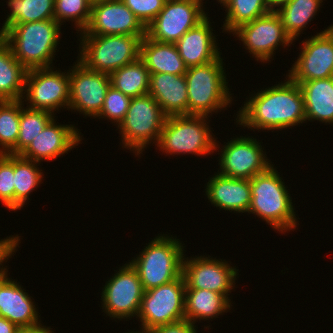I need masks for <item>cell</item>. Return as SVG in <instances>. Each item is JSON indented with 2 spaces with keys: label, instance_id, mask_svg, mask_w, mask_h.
<instances>
[{
  "label": "cell",
  "instance_id": "cell-1",
  "mask_svg": "<svg viewBox=\"0 0 333 333\" xmlns=\"http://www.w3.org/2000/svg\"><path fill=\"white\" fill-rule=\"evenodd\" d=\"M265 90L252 94L237 114L236 122L257 130H279L306 121L305 104L300 86L289 77Z\"/></svg>",
  "mask_w": 333,
  "mask_h": 333
},
{
  "label": "cell",
  "instance_id": "cell-2",
  "mask_svg": "<svg viewBox=\"0 0 333 333\" xmlns=\"http://www.w3.org/2000/svg\"><path fill=\"white\" fill-rule=\"evenodd\" d=\"M61 26L55 19L15 24L1 38L13 56L28 71L51 67L60 38Z\"/></svg>",
  "mask_w": 333,
  "mask_h": 333
},
{
  "label": "cell",
  "instance_id": "cell-3",
  "mask_svg": "<svg viewBox=\"0 0 333 333\" xmlns=\"http://www.w3.org/2000/svg\"><path fill=\"white\" fill-rule=\"evenodd\" d=\"M251 203L248 213L259 216L275 230L284 233L296 229L297 219L288 190L276 168L267 170L250 179Z\"/></svg>",
  "mask_w": 333,
  "mask_h": 333
},
{
  "label": "cell",
  "instance_id": "cell-4",
  "mask_svg": "<svg viewBox=\"0 0 333 333\" xmlns=\"http://www.w3.org/2000/svg\"><path fill=\"white\" fill-rule=\"evenodd\" d=\"M223 59L188 67L185 75L188 92V115L218 112L231 105L232 96L226 82Z\"/></svg>",
  "mask_w": 333,
  "mask_h": 333
},
{
  "label": "cell",
  "instance_id": "cell-5",
  "mask_svg": "<svg viewBox=\"0 0 333 333\" xmlns=\"http://www.w3.org/2000/svg\"><path fill=\"white\" fill-rule=\"evenodd\" d=\"M157 236L129 263L135 268L144 291L169 283L182 275L184 247L167 234Z\"/></svg>",
  "mask_w": 333,
  "mask_h": 333
},
{
  "label": "cell",
  "instance_id": "cell-6",
  "mask_svg": "<svg viewBox=\"0 0 333 333\" xmlns=\"http://www.w3.org/2000/svg\"><path fill=\"white\" fill-rule=\"evenodd\" d=\"M79 62L97 72L110 74L140 58L145 36L80 35Z\"/></svg>",
  "mask_w": 333,
  "mask_h": 333
},
{
  "label": "cell",
  "instance_id": "cell-7",
  "mask_svg": "<svg viewBox=\"0 0 333 333\" xmlns=\"http://www.w3.org/2000/svg\"><path fill=\"white\" fill-rule=\"evenodd\" d=\"M203 115H181L167 117L157 143L159 151L173 154L203 155L218 150L216 139ZM213 137V138H212Z\"/></svg>",
  "mask_w": 333,
  "mask_h": 333
},
{
  "label": "cell",
  "instance_id": "cell-8",
  "mask_svg": "<svg viewBox=\"0 0 333 333\" xmlns=\"http://www.w3.org/2000/svg\"><path fill=\"white\" fill-rule=\"evenodd\" d=\"M166 119L151 95L132 98L124 119L118 125L123 147L139 155L149 143L154 141L157 144Z\"/></svg>",
  "mask_w": 333,
  "mask_h": 333
},
{
  "label": "cell",
  "instance_id": "cell-9",
  "mask_svg": "<svg viewBox=\"0 0 333 333\" xmlns=\"http://www.w3.org/2000/svg\"><path fill=\"white\" fill-rule=\"evenodd\" d=\"M186 282L183 274L159 287L144 291L138 318L142 333L185 319Z\"/></svg>",
  "mask_w": 333,
  "mask_h": 333
},
{
  "label": "cell",
  "instance_id": "cell-10",
  "mask_svg": "<svg viewBox=\"0 0 333 333\" xmlns=\"http://www.w3.org/2000/svg\"><path fill=\"white\" fill-rule=\"evenodd\" d=\"M201 0H167L163 9L146 27V35L154 41L176 43L187 31L207 15Z\"/></svg>",
  "mask_w": 333,
  "mask_h": 333
},
{
  "label": "cell",
  "instance_id": "cell-11",
  "mask_svg": "<svg viewBox=\"0 0 333 333\" xmlns=\"http://www.w3.org/2000/svg\"><path fill=\"white\" fill-rule=\"evenodd\" d=\"M69 88L68 72L54 71L52 67L38 68L27 71L23 94L27 93L28 108L54 114L58 108L69 109Z\"/></svg>",
  "mask_w": 333,
  "mask_h": 333
},
{
  "label": "cell",
  "instance_id": "cell-12",
  "mask_svg": "<svg viewBox=\"0 0 333 333\" xmlns=\"http://www.w3.org/2000/svg\"><path fill=\"white\" fill-rule=\"evenodd\" d=\"M105 284L101 296L102 309L114 319L138 316L144 294L135 268L126 263Z\"/></svg>",
  "mask_w": 333,
  "mask_h": 333
},
{
  "label": "cell",
  "instance_id": "cell-13",
  "mask_svg": "<svg viewBox=\"0 0 333 333\" xmlns=\"http://www.w3.org/2000/svg\"><path fill=\"white\" fill-rule=\"evenodd\" d=\"M232 34L239 37L245 49L253 54L257 61L260 60L263 63L271 61L274 50L281 43L283 47L293 43L283 28L279 14L274 9L252 22L239 26Z\"/></svg>",
  "mask_w": 333,
  "mask_h": 333
},
{
  "label": "cell",
  "instance_id": "cell-14",
  "mask_svg": "<svg viewBox=\"0 0 333 333\" xmlns=\"http://www.w3.org/2000/svg\"><path fill=\"white\" fill-rule=\"evenodd\" d=\"M302 43V51L287 76L298 85L333 77V25Z\"/></svg>",
  "mask_w": 333,
  "mask_h": 333
},
{
  "label": "cell",
  "instance_id": "cell-15",
  "mask_svg": "<svg viewBox=\"0 0 333 333\" xmlns=\"http://www.w3.org/2000/svg\"><path fill=\"white\" fill-rule=\"evenodd\" d=\"M68 71L69 109L97 118L111 86L109 74L88 69L78 60L77 64Z\"/></svg>",
  "mask_w": 333,
  "mask_h": 333
},
{
  "label": "cell",
  "instance_id": "cell-16",
  "mask_svg": "<svg viewBox=\"0 0 333 333\" xmlns=\"http://www.w3.org/2000/svg\"><path fill=\"white\" fill-rule=\"evenodd\" d=\"M226 144L219 159L218 174L222 176L252 179L271 166L260 142L253 137H236Z\"/></svg>",
  "mask_w": 333,
  "mask_h": 333
},
{
  "label": "cell",
  "instance_id": "cell-17",
  "mask_svg": "<svg viewBox=\"0 0 333 333\" xmlns=\"http://www.w3.org/2000/svg\"><path fill=\"white\" fill-rule=\"evenodd\" d=\"M81 35L145 36L146 27L121 0L92 3L88 26Z\"/></svg>",
  "mask_w": 333,
  "mask_h": 333
},
{
  "label": "cell",
  "instance_id": "cell-18",
  "mask_svg": "<svg viewBox=\"0 0 333 333\" xmlns=\"http://www.w3.org/2000/svg\"><path fill=\"white\" fill-rule=\"evenodd\" d=\"M195 257L183 259L182 274L186 289H203L223 294L229 301L228 293L234 288L238 269L226 261L212 257ZM186 259V260H185Z\"/></svg>",
  "mask_w": 333,
  "mask_h": 333
},
{
  "label": "cell",
  "instance_id": "cell-19",
  "mask_svg": "<svg viewBox=\"0 0 333 333\" xmlns=\"http://www.w3.org/2000/svg\"><path fill=\"white\" fill-rule=\"evenodd\" d=\"M81 137L74 125H57L53 118L20 156L38 163L53 160L78 145Z\"/></svg>",
  "mask_w": 333,
  "mask_h": 333
},
{
  "label": "cell",
  "instance_id": "cell-20",
  "mask_svg": "<svg viewBox=\"0 0 333 333\" xmlns=\"http://www.w3.org/2000/svg\"><path fill=\"white\" fill-rule=\"evenodd\" d=\"M210 24L209 17L207 16L175 43L187 67L203 65L221 56Z\"/></svg>",
  "mask_w": 333,
  "mask_h": 333
},
{
  "label": "cell",
  "instance_id": "cell-21",
  "mask_svg": "<svg viewBox=\"0 0 333 333\" xmlns=\"http://www.w3.org/2000/svg\"><path fill=\"white\" fill-rule=\"evenodd\" d=\"M149 95L167 117L188 115V92L185 75L150 74Z\"/></svg>",
  "mask_w": 333,
  "mask_h": 333
},
{
  "label": "cell",
  "instance_id": "cell-22",
  "mask_svg": "<svg viewBox=\"0 0 333 333\" xmlns=\"http://www.w3.org/2000/svg\"><path fill=\"white\" fill-rule=\"evenodd\" d=\"M214 175L205 189L211 204L225 211L248 212L251 203L250 179Z\"/></svg>",
  "mask_w": 333,
  "mask_h": 333
},
{
  "label": "cell",
  "instance_id": "cell-23",
  "mask_svg": "<svg viewBox=\"0 0 333 333\" xmlns=\"http://www.w3.org/2000/svg\"><path fill=\"white\" fill-rule=\"evenodd\" d=\"M30 297L18 283L9 279L0 288V317L6 318L19 328L41 324L37 308Z\"/></svg>",
  "mask_w": 333,
  "mask_h": 333
},
{
  "label": "cell",
  "instance_id": "cell-24",
  "mask_svg": "<svg viewBox=\"0 0 333 333\" xmlns=\"http://www.w3.org/2000/svg\"><path fill=\"white\" fill-rule=\"evenodd\" d=\"M140 59L150 74L169 73L182 75L187 66L182 60L174 43H163L151 40L147 35L142 39Z\"/></svg>",
  "mask_w": 333,
  "mask_h": 333
},
{
  "label": "cell",
  "instance_id": "cell-25",
  "mask_svg": "<svg viewBox=\"0 0 333 333\" xmlns=\"http://www.w3.org/2000/svg\"><path fill=\"white\" fill-rule=\"evenodd\" d=\"M304 98L306 121L333 123V77L299 84Z\"/></svg>",
  "mask_w": 333,
  "mask_h": 333
},
{
  "label": "cell",
  "instance_id": "cell-26",
  "mask_svg": "<svg viewBox=\"0 0 333 333\" xmlns=\"http://www.w3.org/2000/svg\"><path fill=\"white\" fill-rule=\"evenodd\" d=\"M231 302L221 293L203 289L185 290V319L195 325L197 320L213 319L229 311ZM229 309V310H228Z\"/></svg>",
  "mask_w": 333,
  "mask_h": 333
},
{
  "label": "cell",
  "instance_id": "cell-27",
  "mask_svg": "<svg viewBox=\"0 0 333 333\" xmlns=\"http://www.w3.org/2000/svg\"><path fill=\"white\" fill-rule=\"evenodd\" d=\"M27 70L0 36V101L23 100Z\"/></svg>",
  "mask_w": 333,
  "mask_h": 333
},
{
  "label": "cell",
  "instance_id": "cell-28",
  "mask_svg": "<svg viewBox=\"0 0 333 333\" xmlns=\"http://www.w3.org/2000/svg\"><path fill=\"white\" fill-rule=\"evenodd\" d=\"M111 86L130 98L148 94L150 71L139 58L109 74Z\"/></svg>",
  "mask_w": 333,
  "mask_h": 333
},
{
  "label": "cell",
  "instance_id": "cell-29",
  "mask_svg": "<svg viewBox=\"0 0 333 333\" xmlns=\"http://www.w3.org/2000/svg\"><path fill=\"white\" fill-rule=\"evenodd\" d=\"M322 2L323 0H289L274 9L282 20L285 32L293 42L297 40L308 22L314 18Z\"/></svg>",
  "mask_w": 333,
  "mask_h": 333
},
{
  "label": "cell",
  "instance_id": "cell-30",
  "mask_svg": "<svg viewBox=\"0 0 333 333\" xmlns=\"http://www.w3.org/2000/svg\"><path fill=\"white\" fill-rule=\"evenodd\" d=\"M8 7L11 8V12L7 16L0 34L15 24L55 19V0H8Z\"/></svg>",
  "mask_w": 333,
  "mask_h": 333
},
{
  "label": "cell",
  "instance_id": "cell-31",
  "mask_svg": "<svg viewBox=\"0 0 333 333\" xmlns=\"http://www.w3.org/2000/svg\"><path fill=\"white\" fill-rule=\"evenodd\" d=\"M38 162L14 155V211L24 206L29 194L42 182V170Z\"/></svg>",
  "mask_w": 333,
  "mask_h": 333
},
{
  "label": "cell",
  "instance_id": "cell-32",
  "mask_svg": "<svg viewBox=\"0 0 333 333\" xmlns=\"http://www.w3.org/2000/svg\"><path fill=\"white\" fill-rule=\"evenodd\" d=\"M273 10L269 0H231L226 6L223 31L233 32L239 26L252 22Z\"/></svg>",
  "mask_w": 333,
  "mask_h": 333
},
{
  "label": "cell",
  "instance_id": "cell-33",
  "mask_svg": "<svg viewBox=\"0 0 333 333\" xmlns=\"http://www.w3.org/2000/svg\"><path fill=\"white\" fill-rule=\"evenodd\" d=\"M21 100L19 135L15 147L8 153L20 155L33 141V139L53 119L54 114L37 109L24 108Z\"/></svg>",
  "mask_w": 333,
  "mask_h": 333
},
{
  "label": "cell",
  "instance_id": "cell-34",
  "mask_svg": "<svg viewBox=\"0 0 333 333\" xmlns=\"http://www.w3.org/2000/svg\"><path fill=\"white\" fill-rule=\"evenodd\" d=\"M20 112L21 100L0 101V154H8L17 143Z\"/></svg>",
  "mask_w": 333,
  "mask_h": 333
},
{
  "label": "cell",
  "instance_id": "cell-35",
  "mask_svg": "<svg viewBox=\"0 0 333 333\" xmlns=\"http://www.w3.org/2000/svg\"><path fill=\"white\" fill-rule=\"evenodd\" d=\"M91 6L90 0H55L54 18L60 25L64 20H72L77 31L82 32L89 24Z\"/></svg>",
  "mask_w": 333,
  "mask_h": 333
},
{
  "label": "cell",
  "instance_id": "cell-36",
  "mask_svg": "<svg viewBox=\"0 0 333 333\" xmlns=\"http://www.w3.org/2000/svg\"><path fill=\"white\" fill-rule=\"evenodd\" d=\"M131 99L132 98L110 86L101 112L98 115L99 119L107 117L106 119L114 120L113 122L119 125L127 113Z\"/></svg>",
  "mask_w": 333,
  "mask_h": 333
},
{
  "label": "cell",
  "instance_id": "cell-37",
  "mask_svg": "<svg viewBox=\"0 0 333 333\" xmlns=\"http://www.w3.org/2000/svg\"><path fill=\"white\" fill-rule=\"evenodd\" d=\"M14 155L0 154V201L14 210Z\"/></svg>",
  "mask_w": 333,
  "mask_h": 333
},
{
  "label": "cell",
  "instance_id": "cell-38",
  "mask_svg": "<svg viewBox=\"0 0 333 333\" xmlns=\"http://www.w3.org/2000/svg\"><path fill=\"white\" fill-rule=\"evenodd\" d=\"M147 27L163 9L167 0H121Z\"/></svg>",
  "mask_w": 333,
  "mask_h": 333
},
{
  "label": "cell",
  "instance_id": "cell-39",
  "mask_svg": "<svg viewBox=\"0 0 333 333\" xmlns=\"http://www.w3.org/2000/svg\"><path fill=\"white\" fill-rule=\"evenodd\" d=\"M196 326L186 319L172 324L162 325L148 333H197Z\"/></svg>",
  "mask_w": 333,
  "mask_h": 333
},
{
  "label": "cell",
  "instance_id": "cell-40",
  "mask_svg": "<svg viewBox=\"0 0 333 333\" xmlns=\"http://www.w3.org/2000/svg\"><path fill=\"white\" fill-rule=\"evenodd\" d=\"M19 238L20 237L16 235L15 237L11 236L0 240V266L6 259L8 260L9 257L13 256L16 247L19 245ZM1 272H8V270L5 267L3 268L2 265V267H0V273Z\"/></svg>",
  "mask_w": 333,
  "mask_h": 333
},
{
  "label": "cell",
  "instance_id": "cell-41",
  "mask_svg": "<svg viewBox=\"0 0 333 333\" xmlns=\"http://www.w3.org/2000/svg\"><path fill=\"white\" fill-rule=\"evenodd\" d=\"M19 327L6 318L0 317V333H17Z\"/></svg>",
  "mask_w": 333,
  "mask_h": 333
},
{
  "label": "cell",
  "instance_id": "cell-42",
  "mask_svg": "<svg viewBox=\"0 0 333 333\" xmlns=\"http://www.w3.org/2000/svg\"><path fill=\"white\" fill-rule=\"evenodd\" d=\"M17 333H54V331H52L50 327L46 328L42 326V324H39L33 327L19 328Z\"/></svg>",
  "mask_w": 333,
  "mask_h": 333
},
{
  "label": "cell",
  "instance_id": "cell-43",
  "mask_svg": "<svg viewBox=\"0 0 333 333\" xmlns=\"http://www.w3.org/2000/svg\"><path fill=\"white\" fill-rule=\"evenodd\" d=\"M8 272L0 273V288L10 279L7 275Z\"/></svg>",
  "mask_w": 333,
  "mask_h": 333
},
{
  "label": "cell",
  "instance_id": "cell-44",
  "mask_svg": "<svg viewBox=\"0 0 333 333\" xmlns=\"http://www.w3.org/2000/svg\"><path fill=\"white\" fill-rule=\"evenodd\" d=\"M287 1H289V0H269L273 9H275L277 6H279L280 4H283L284 2H287Z\"/></svg>",
  "mask_w": 333,
  "mask_h": 333
},
{
  "label": "cell",
  "instance_id": "cell-45",
  "mask_svg": "<svg viewBox=\"0 0 333 333\" xmlns=\"http://www.w3.org/2000/svg\"><path fill=\"white\" fill-rule=\"evenodd\" d=\"M218 2H220V4H222V6H225L224 8H226V6L231 2V0H218Z\"/></svg>",
  "mask_w": 333,
  "mask_h": 333
},
{
  "label": "cell",
  "instance_id": "cell-46",
  "mask_svg": "<svg viewBox=\"0 0 333 333\" xmlns=\"http://www.w3.org/2000/svg\"><path fill=\"white\" fill-rule=\"evenodd\" d=\"M126 333H142L141 331H131V332H126Z\"/></svg>",
  "mask_w": 333,
  "mask_h": 333
},
{
  "label": "cell",
  "instance_id": "cell-47",
  "mask_svg": "<svg viewBox=\"0 0 333 333\" xmlns=\"http://www.w3.org/2000/svg\"><path fill=\"white\" fill-rule=\"evenodd\" d=\"M90 1L93 3V2H96V1H101V0H90Z\"/></svg>",
  "mask_w": 333,
  "mask_h": 333
}]
</instances>
